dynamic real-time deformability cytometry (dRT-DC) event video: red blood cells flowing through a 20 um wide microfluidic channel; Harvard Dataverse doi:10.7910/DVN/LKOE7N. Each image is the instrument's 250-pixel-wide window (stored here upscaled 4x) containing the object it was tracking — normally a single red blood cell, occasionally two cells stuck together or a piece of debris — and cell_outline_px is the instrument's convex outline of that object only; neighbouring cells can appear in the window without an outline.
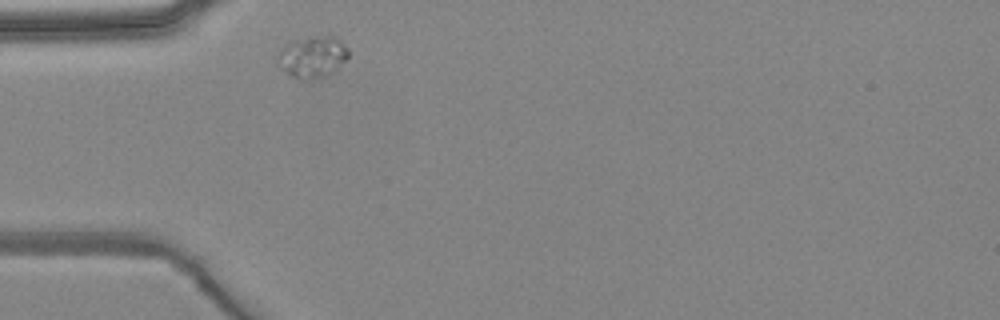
{"species": "common noctule bat (a hibernating species)", "species_latin": "Nyctalus noctula", "temperature_condition": "warm", "stored_images_in_passage": 1, "camera_frame_rate_fps": 3000, "um_per_image_px": 0.085, "animal": {"sex": "female", "body_mass_g": 24.6, "forearm_length_mm": 56.2}, "frame": {"image": 1, "passage_image": 1, "time_ms": 0.0, "image_size_px": [1000, 320], "cell_outline_px": [[348, 56], [328, 76], [308, 80], [300, 80], [292, 76], [280, 68], [276, 60], [276, 56], [280, 48], [296, 40], [308, 36], [336, 36], [348, 48]], "centroid_in_image_um": [26.53, 4.83], "position_along_channel_um": 58.5, "area_um2": 17.22}}